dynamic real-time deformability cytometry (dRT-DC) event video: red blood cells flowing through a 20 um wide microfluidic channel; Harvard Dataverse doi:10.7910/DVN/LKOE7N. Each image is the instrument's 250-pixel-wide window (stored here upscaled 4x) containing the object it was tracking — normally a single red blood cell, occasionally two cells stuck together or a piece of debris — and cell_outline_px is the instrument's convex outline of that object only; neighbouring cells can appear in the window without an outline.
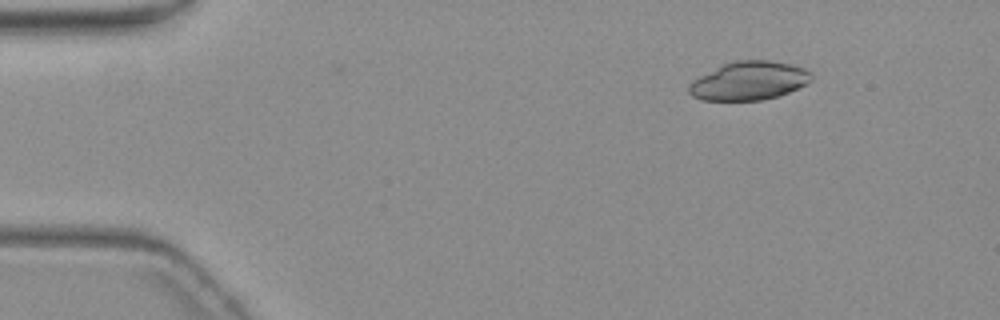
{"species": "common noctule bat (a hibernating species)", "species_latin": "Nyctalus noctula", "temperature_condition": "warm", "stored_images_in_passage": 9, "camera_frame_rate_fps": 3000, "um_per_image_px": 0.085, "animal": {"sex": "female", "body_mass_g": 19.3, "forearm_length_mm": 54.1}, "frame": {"image": 1, "passage_image": 2, "time_ms": 0.333, "image_size_px": [1000, 320], "cell_outline_px": [[812, 80], [808, 84], [780, 96], [760, 100], [700, 100], [692, 96], [688, 92], [688, 84], [692, 80], [724, 64], [736, 60], [768, 60], [788, 64], [804, 68], [812, 72]], "centroid_in_image_um": [63.68, 6.88], "position_along_channel_um": 21.3, "area_um2": 27.57}}